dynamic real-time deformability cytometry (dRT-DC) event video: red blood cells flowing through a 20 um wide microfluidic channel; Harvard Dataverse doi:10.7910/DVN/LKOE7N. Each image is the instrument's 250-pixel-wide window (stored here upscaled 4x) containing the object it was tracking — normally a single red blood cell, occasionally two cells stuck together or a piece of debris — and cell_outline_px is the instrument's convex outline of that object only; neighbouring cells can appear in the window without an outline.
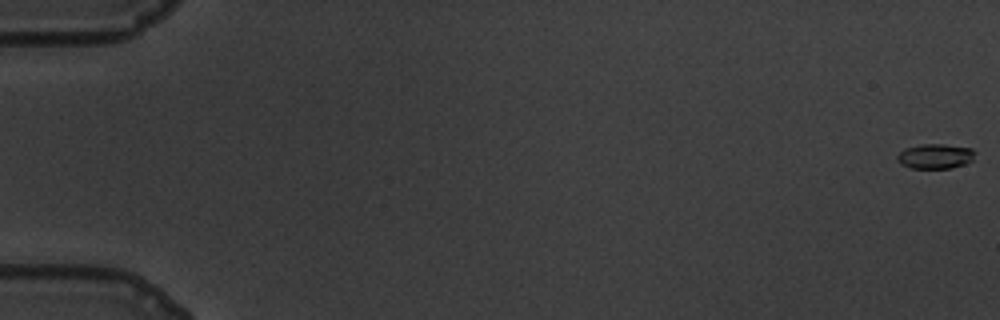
{"species": "common noctule bat (a hibernating species)", "species_latin": "Nyctalus noctula", "temperature_condition": "warm", "stored_images_in_passage": 61, "camera_frame_rate_fps": 3000, "um_per_image_px": 0.085, "animal": {"sex": "male", "body_mass_g": 19.5, "forearm_length_mm": 54.6}, "frame": {"image": 1, "passage_image": 1, "time_ms": 0.0, "image_size_px": [1000, 320], "cell_outline_px": [[976, 152], [972, 160], [964, 164], [952, 168], [912, 168], [900, 164], [896, 160], [896, 156], [904, 148], [920, 144], [944, 144], [972, 148]], "centroid_in_image_um": [79.48, 13.27], "position_along_channel_um": 5.5, "area_um2": 11.39}}
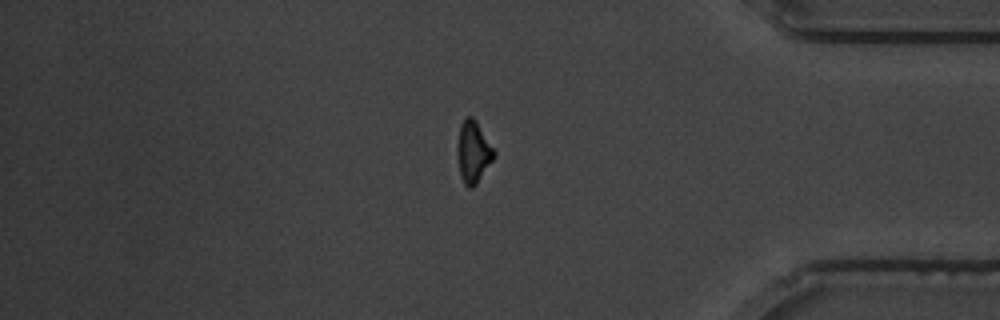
{"frame": {"image": 2, "passage_image": 52, "time_ms": 17.0, "image_size_px": [1000, 320], "cell_outline_px": [[496, 156], [476, 184], [472, 188], [468, 188], [464, 184], [460, 176], [460, 124], [464, 116], [472, 116], [476, 120], [496, 152]], "centroid_in_image_um": [40.29, 12.91], "position_along_channel_um": 394.9, "area_um2": 12.72}}
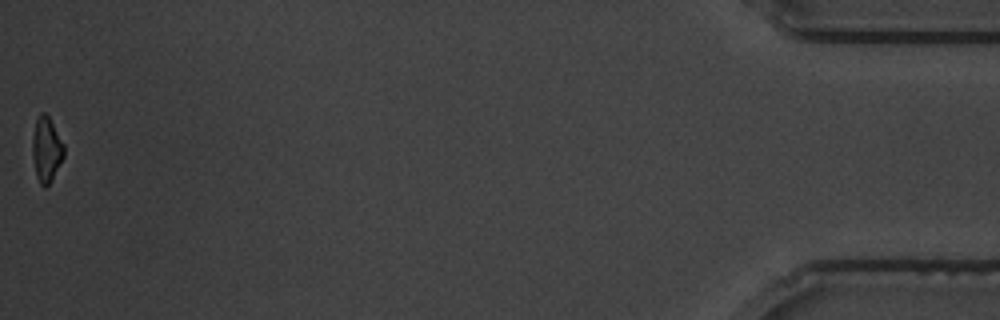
{"frame": {"image": 3, "passage_image": 61, "time_ms": 20.0, "image_size_px": [1000, 320], "cell_outline_px": [[64, 156], [48, 184], [44, 188], [40, 184], [36, 176], [32, 156], [32, 140], [36, 120], [40, 112], [44, 112], [48, 116], [64, 144]], "centroid_in_image_um": [3.93, 12.69], "position_along_channel_um": 431.3, "area_um2": 11.73}, "authors_computed_cell_mechanics": {"area_um2": 12.8316, "velocity_mm_per_s": 3.4681, "shape_relaxation_time_tau1_ms": 4.5014, "shape_relaxation_time_tau2_ms": 9.5223, "deformation_change_tau1": 0.1689, "deformation_change_tau2": 0.1486}}